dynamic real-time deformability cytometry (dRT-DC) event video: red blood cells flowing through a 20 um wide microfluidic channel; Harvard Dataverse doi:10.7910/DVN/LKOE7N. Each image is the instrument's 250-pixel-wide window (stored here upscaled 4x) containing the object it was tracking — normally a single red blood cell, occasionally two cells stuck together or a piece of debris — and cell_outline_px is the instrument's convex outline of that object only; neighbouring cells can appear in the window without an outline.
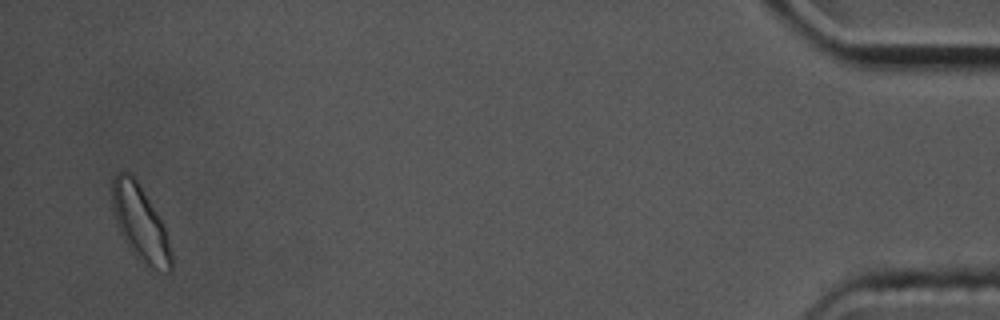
{"species": "common noctule bat (a hibernating species)", "species_latin": "Nyctalus noctula", "temperature_condition": "cold", "stored_images_in_passage": 14, "camera_frame_rate_fps": 3000, "um_per_image_px": 0.085, "animal": {"sex": "male", "body_mass_g": 17.5, "forearm_length_mm": 52.3}, "frame": {"image": 1, "passage_image": 14, "time_ms": 4.333, "image_size_px": [1000, 320], "cell_outline_px": [[172, 268], [168, 272], [160, 272], [148, 268], [128, 248], [120, 232], [112, 208], [112, 180], [116, 172], [128, 172], [140, 184], [156, 212], [164, 228], [172, 256]], "centroid_in_image_um": [11.9, 19.0], "position_along_channel_um": 423.3, "area_um2": 25.78}}